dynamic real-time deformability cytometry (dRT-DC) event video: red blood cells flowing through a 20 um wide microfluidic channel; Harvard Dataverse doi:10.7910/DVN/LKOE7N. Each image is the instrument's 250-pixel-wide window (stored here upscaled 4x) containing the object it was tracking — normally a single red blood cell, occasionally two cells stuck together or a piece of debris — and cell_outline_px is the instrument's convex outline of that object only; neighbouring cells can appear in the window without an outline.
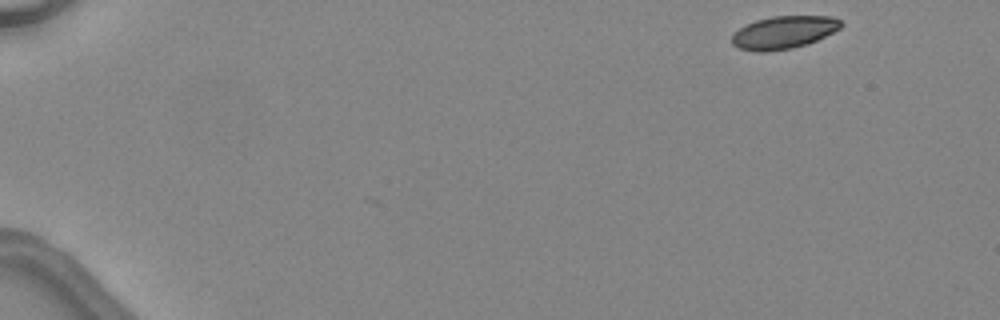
{"species": "common noctule bat (a hibernating species)", "species_latin": "Nyctalus noctula", "temperature_condition": "warm", "stored_images_in_passage": 43, "camera_frame_rate_fps": 3000, "um_per_image_px": 0.085, "animal": {"sex": "female", "body_mass_g": 24.6, "forearm_length_mm": 56.2}, "frame": {"image": 1, "passage_image": 1, "time_ms": 0.0, "image_size_px": [1000, 320], "cell_outline_px": [[844, 24], [840, 28], [808, 44], [792, 48], [768, 52], [756, 52], [740, 48], [732, 44], [732, 32], [744, 24], [756, 20], [772, 16], [832, 16], [840, 20]], "centroid_in_image_um": [66.58, 2.75], "position_along_channel_um": 18.4, "area_um2": 20.98}}
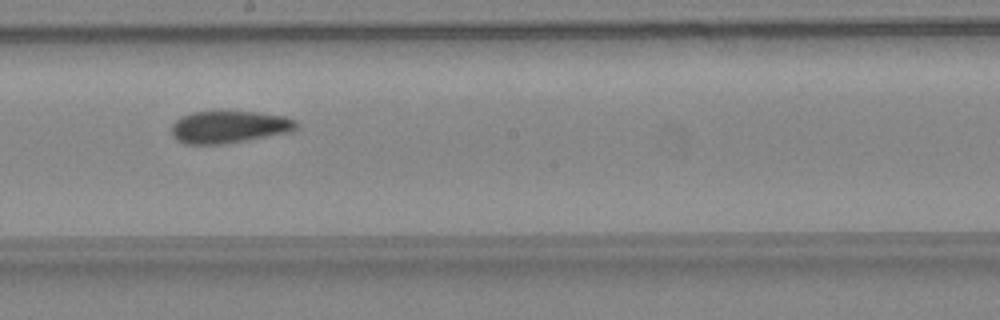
{"frame": {"image": 2, "passage_image": 25, "time_ms": 8.0, "image_size_px": [1000, 320], "cell_outline_px": [[296, 128], [292, 132], [248, 140], [224, 144], [184, 144], [176, 140], [172, 136], [172, 124], [176, 120], [192, 112], [256, 112], [288, 116], [296, 120]], "centroid_in_image_um": [19.5, 10.8], "position_along_channel_um": 228.7, "area_um2": 23.52}}
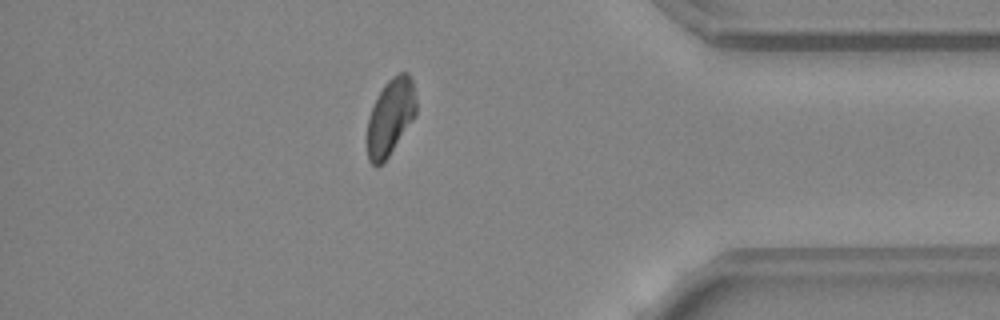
{"frame": {"image": 3, "passage_image": 38, "time_ms": 12.333, "image_size_px": [1000, 320], "cell_outline_px": [[416, 112], [412, 120], [388, 156], [376, 168], [368, 160], [368, 116], [384, 84], [392, 76], [400, 72], [408, 72], [412, 80], [416, 100]], "centroid_in_image_um": [33.19, 9.91], "position_along_channel_um": 402.0, "area_um2": 21.39}, "authors_computed_cell_mechanics": {"area_um2": 23.3512, "velocity_mm_per_s": 4.5615, "shape_relaxation_time_tau1_ms": 9.924, "shape_relaxation_time_tau2_ms": 1.6423, "deformation_change_tau1": 0.2199, "deformation_change_tau2": 0.0635}}